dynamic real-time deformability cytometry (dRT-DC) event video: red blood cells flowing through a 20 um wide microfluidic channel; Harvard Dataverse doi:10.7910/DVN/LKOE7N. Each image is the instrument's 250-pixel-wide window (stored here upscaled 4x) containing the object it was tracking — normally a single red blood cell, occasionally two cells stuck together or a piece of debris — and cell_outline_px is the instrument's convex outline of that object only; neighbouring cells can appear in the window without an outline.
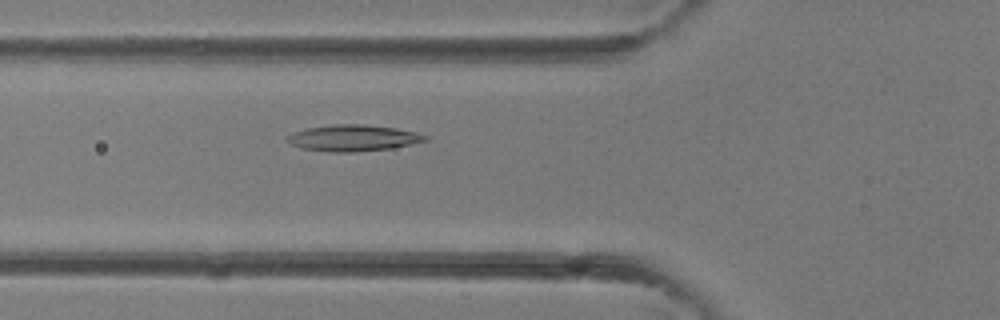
{"species": "common noctule bat (a hibernating species)", "species_latin": "Nyctalus noctula", "temperature_condition": "room temperature", "stored_images_in_passage": 40, "camera_frame_rate_fps": 3000, "um_per_image_px": 0.085, "animal": {"sex": "female"}, "frame": {"image": 1, "passage_image": 15, "time_ms": 4.667, "image_size_px": [1000, 320], "cell_outline_px": [[428, 140], [392, 148], [356, 152], [328, 152], [300, 148], [284, 140], [284, 136], [292, 132], [308, 128], [332, 124], [364, 124], [396, 128], [416, 132], [428, 136]], "centroid_in_image_um": [29.96, 11.73], "position_along_channel_um": 95.8, "area_um2": 21.39}}
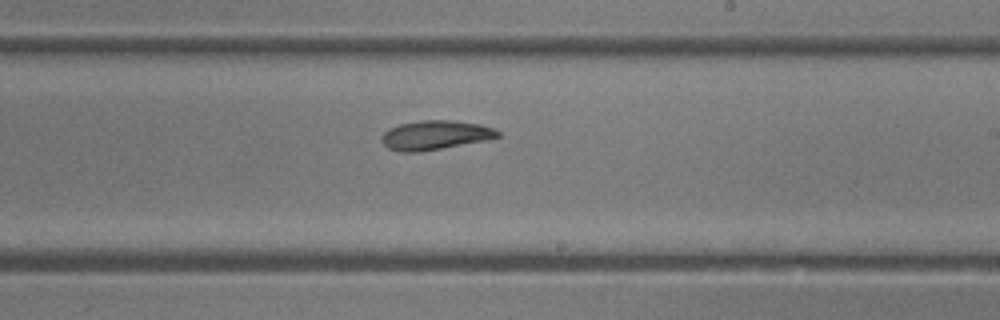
{"frame": {"image": 2, "passage_image": 24, "time_ms": 7.667, "image_size_px": [1000, 320], "cell_outline_px": [[500, 136], [488, 140], [420, 152], [400, 152], [388, 148], [380, 140], [380, 136], [388, 128], [400, 124], [420, 120], [452, 120], [480, 124], [492, 128], [500, 132]], "centroid_in_image_um": [36.96, 11.49], "position_along_channel_um": 252.0, "area_um2": 19.94}}
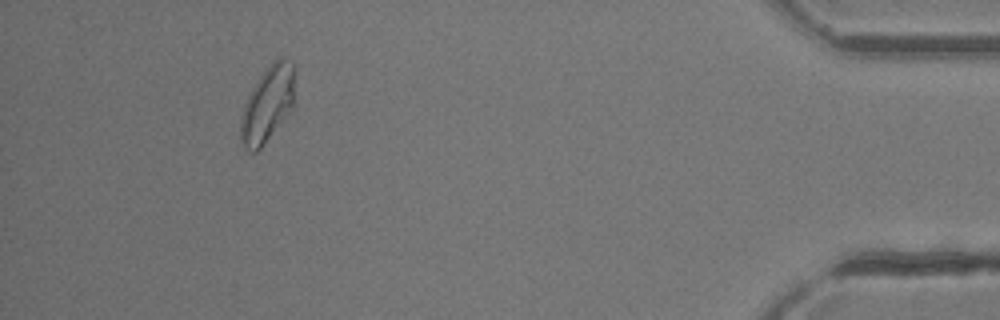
{"frame": {"image": 3, "passage_image": 37, "time_ms": 12.0, "image_size_px": [1000, 320], "cell_outline_px": [[296, 72], [292, 104], [288, 112], [260, 148], [256, 152], [248, 152], [244, 148], [240, 140], [240, 116], [244, 104], [252, 88], [268, 64], [276, 56], [284, 56], [296, 64]], "centroid_in_image_um": [22.74, 8.76], "position_along_channel_um": 412.5, "area_um2": 24.16}}